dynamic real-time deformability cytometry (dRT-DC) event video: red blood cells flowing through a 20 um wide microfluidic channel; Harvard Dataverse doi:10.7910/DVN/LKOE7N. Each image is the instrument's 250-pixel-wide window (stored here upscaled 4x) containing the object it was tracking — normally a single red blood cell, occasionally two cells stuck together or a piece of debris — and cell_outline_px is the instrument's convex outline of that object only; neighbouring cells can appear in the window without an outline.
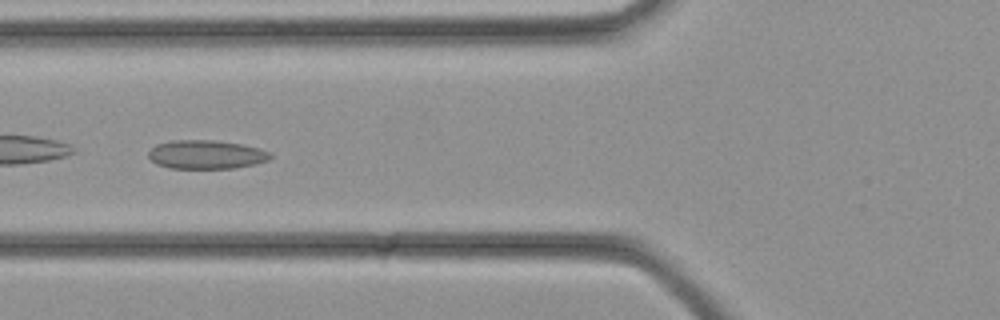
{"species": "common noctule bat (a hibernating species)", "species_latin": "Nyctalus noctula", "temperature_condition": "cold", "stored_images_in_passage": 35, "camera_frame_rate_fps": 3000, "um_per_image_px": 0.085, "animal": {"sex": "female", "body_mass_g": 21.9}, "frame": {"image": 1, "passage_image": 14, "time_ms": 4.333, "image_size_px": [1000, 320], "cell_outline_px": [[272, 156], [268, 160], [256, 164], [232, 168], [168, 168], [156, 164], [148, 156], [148, 152], [156, 144], [172, 140], [212, 140], [244, 144], [260, 148], [272, 152]], "centroid_in_image_um": [17.55, 13.13], "position_along_channel_um": 108.3, "area_um2": 20.58}}
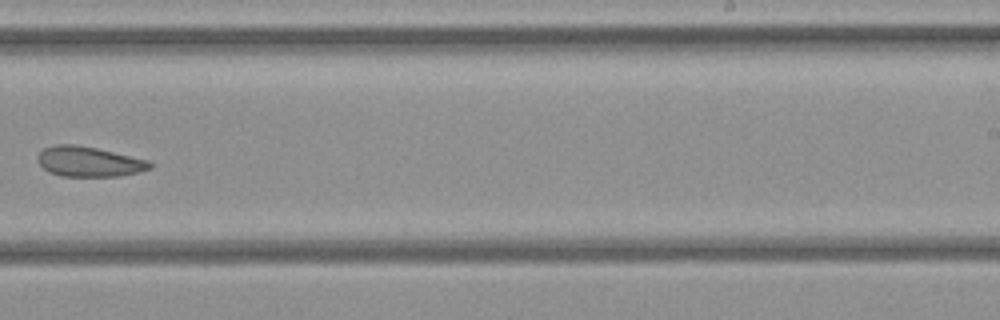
{"frame": {"image": 2, "passage_image": 23, "time_ms": 7.333, "image_size_px": [1000, 320], "cell_outline_px": [[152, 168], [120, 176], [60, 176], [48, 172], [36, 160], [36, 156], [44, 148], [56, 144], [76, 144], [96, 148], [152, 160]], "centroid_in_image_um": [7.56, 13.73], "position_along_channel_um": 281.4, "area_um2": 19.88}}
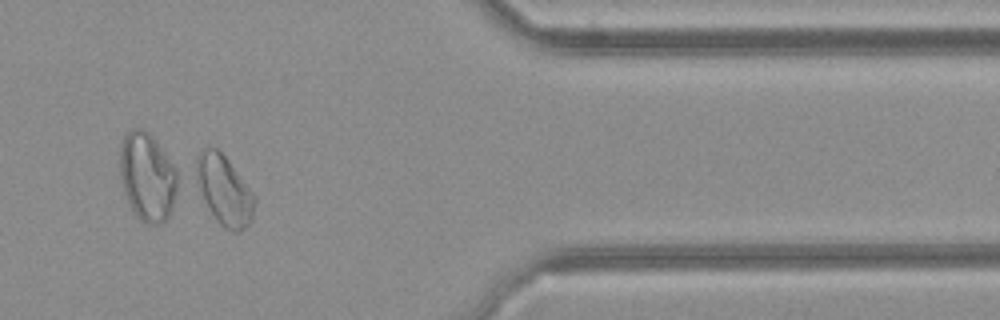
{"frame": {"image": 3, "passage_image": 30, "time_ms": 9.667, "image_size_px": [1000, 320], "cell_outline_px": [[256, 200], [252, 220], [244, 228], [236, 232], [232, 232], [224, 228], [216, 220], [204, 196], [192, 168], [200, 152], [204, 148], [216, 148], [228, 160], [256, 196]], "centroid_in_image_um": [19.08, 16.17], "position_along_channel_um": 392.3, "area_um2": 23.29}}